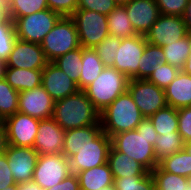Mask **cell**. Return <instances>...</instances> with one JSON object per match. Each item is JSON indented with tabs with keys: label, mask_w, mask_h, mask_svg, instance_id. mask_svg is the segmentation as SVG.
Listing matches in <instances>:
<instances>
[{
	"label": "cell",
	"mask_w": 191,
	"mask_h": 190,
	"mask_svg": "<svg viewBox=\"0 0 191 190\" xmlns=\"http://www.w3.org/2000/svg\"><path fill=\"white\" fill-rule=\"evenodd\" d=\"M158 133L151 120L144 118L135 130L117 133L111 137V146L135 161L142 164L148 171L159 165L154 153V143Z\"/></svg>",
	"instance_id": "cell-1"
},
{
	"label": "cell",
	"mask_w": 191,
	"mask_h": 190,
	"mask_svg": "<svg viewBox=\"0 0 191 190\" xmlns=\"http://www.w3.org/2000/svg\"><path fill=\"white\" fill-rule=\"evenodd\" d=\"M52 118L66 131L101 125L100 112L83 90L54 103Z\"/></svg>",
	"instance_id": "cell-2"
},
{
	"label": "cell",
	"mask_w": 191,
	"mask_h": 190,
	"mask_svg": "<svg viewBox=\"0 0 191 190\" xmlns=\"http://www.w3.org/2000/svg\"><path fill=\"white\" fill-rule=\"evenodd\" d=\"M143 119L128 90L100 112L102 130L110 138L120 132L135 130Z\"/></svg>",
	"instance_id": "cell-3"
},
{
	"label": "cell",
	"mask_w": 191,
	"mask_h": 190,
	"mask_svg": "<svg viewBox=\"0 0 191 190\" xmlns=\"http://www.w3.org/2000/svg\"><path fill=\"white\" fill-rule=\"evenodd\" d=\"M129 78L114 67H105L83 91L94 107L101 112L128 89Z\"/></svg>",
	"instance_id": "cell-4"
},
{
	"label": "cell",
	"mask_w": 191,
	"mask_h": 190,
	"mask_svg": "<svg viewBox=\"0 0 191 190\" xmlns=\"http://www.w3.org/2000/svg\"><path fill=\"white\" fill-rule=\"evenodd\" d=\"M45 58L53 62L80 47L78 32L71 16H62L41 43Z\"/></svg>",
	"instance_id": "cell-5"
},
{
	"label": "cell",
	"mask_w": 191,
	"mask_h": 190,
	"mask_svg": "<svg viewBox=\"0 0 191 190\" xmlns=\"http://www.w3.org/2000/svg\"><path fill=\"white\" fill-rule=\"evenodd\" d=\"M80 46L94 48L109 35L107 15L84 9H77L72 15Z\"/></svg>",
	"instance_id": "cell-6"
},
{
	"label": "cell",
	"mask_w": 191,
	"mask_h": 190,
	"mask_svg": "<svg viewBox=\"0 0 191 190\" xmlns=\"http://www.w3.org/2000/svg\"><path fill=\"white\" fill-rule=\"evenodd\" d=\"M62 16L50 9L12 19L17 39L41 44L46 34L52 30Z\"/></svg>",
	"instance_id": "cell-7"
},
{
	"label": "cell",
	"mask_w": 191,
	"mask_h": 190,
	"mask_svg": "<svg viewBox=\"0 0 191 190\" xmlns=\"http://www.w3.org/2000/svg\"><path fill=\"white\" fill-rule=\"evenodd\" d=\"M127 90L144 118L151 117L159 109L167 106L165 89L146 79H130Z\"/></svg>",
	"instance_id": "cell-8"
},
{
	"label": "cell",
	"mask_w": 191,
	"mask_h": 190,
	"mask_svg": "<svg viewBox=\"0 0 191 190\" xmlns=\"http://www.w3.org/2000/svg\"><path fill=\"white\" fill-rule=\"evenodd\" d=\"M110 148L111 138L102 131L93 141L81 147L69 159L71 173L76 174L107 163Z\"/></svg>",
	"instance_id": "cell-9"
},
{
	"label": "cell",
	"mask_w": 191,
	"mask_h": 190,
	"mask_svg": "<svg viewBox=\"0 0 191 190\" xmlns=\"http://www.w3.org/2000/svg\"><path fill=\"white\" fill-rule=\"evenodd\" d=\"M70 171V161L64 154L39 155L33 178L44 190L65 179Z\"/></svg>",
	"instance_id": "cell-10"
},
{
	"label": "cell",
	"mask_w": 191,
	"mask_h": 190,
	"mask_svg": "<svg viewBox=\"0 0 191 190\" xmlns=\"http://www.w3.org/2000/svg\"><path fill=\"white\" fill-rule=\"evenodd\" d=\"M39 122V119L20 112L7 117L3 125L6 129L8 144L17 147H33Z\"/></svg>",
	"instance_id": "cell-11"
},
{
	"label": "cell",
	"mask_w": 191,
	"mask_h": 190,
	"mask_svg": "<svg viewBox=\"0 0 191 190\" xmlns=\"http://www.w3.org/2000/svg\"><path fill=\"white\" fill-rule=\"evenodd\" d=\"M187 35L183 17L160 14L145 38L148 43L162 47L181 40Z\"/></svg>",
	"instance_id": "cell-12"
},
{
	"label": "cell",
	"mask_w": 191,
	"mask_h": 190,
	"mask_svg": "<svg viewBox=\"0 0 191 190\" xmlns=\"http://www.w3.org/2000/svg\"><path fill=\"white\" fill-rule=\"evenodd\" d=\"M146 44L143 35L121 39L113 67L131 79L138 72L139 61Z\"/></svg>",
	"instance_id": "cell-13"
},
{
	"label": "cell",
	"mask_w": 191,
	"mask_h": 190,
	"mask_svg": "<svg viewBox=\"0 0 191 190\" xmlns=\"http://www.w3.org/2000/svg\"><path fill=\"white\" fill-rule=\"evenodd\" d=\"M55 101L41 85L19 92L18 112L39 120L52 118Z\"/></svg>",
	"instance_id": "cell-14"
},
{
	"label": "cell",
	"mask_w": 191,
	"mask_h": 190,
	"mask_svg": "<svg viewBox=\"0 0 191 190\" xmlns=\"http://www.w3.org/2000/svg\"><path fill=\"white\" fill-rule=\"evenodd\" d=\"M5 154L16 184L32 180L39 156L33 147H17L8 144Z\"/></svg>",
	"instance_id": "cell-15"
},
{
	"label": "cell",
	"mask_w": 191,
	"mask_h": 190,
	"mask_svg": "<svg viewBox=\"0 0 191 190\" xmlns=\"http://www.w3.org/2000/svg\"><path fill=\"white\" fill-rule=\"evenodd\" d=\"M65 130L53 119H42L33 148L39 155L62 154Z\"/></svg>",
	"instance_id": "cell-16"
},
{
	"label": "cell",
	"mask_w": 191,
	"mask_h": 190,
	"mask_svg": "<svg viewBox=\"0 0 191 190\" xmlns=\"http://www.w3.org/2000/svg\"><path fill=\"white\" fill-rule=\"evenodd\" d=\"M41 85L55 102L79 91L77 83L53 62L42 69Z\"/></svg>",
	"instance_id": "cell-17"
},
{
	"label": "cell",
	"mask_w": 191,
	"mask_h": 190,
	"mask_svg": "<svg viewBox=\"0 0 191 190\" xmlns=\"http://www.w3.org/2000/svg\"><path fill=\"white\" fill-rule=\"evenodd\" d=\"M6 67L21 69H43L48 63L41 44L26 42L17 39Z\"/></svg>",
	"instance_id": "cell-18"
},
{
	"label": "cell",
	"mask_w": 191,
	"mask_h": 190,
	"mask_svg": "<svg viewBox=\"0 0 191 190\" xmlns=\"http://www.w3.org/2000/svg\"><path fill=\"white\" fill-rule=\"evenodd\" d=\"M125 9L135 32L143 36L149 32L160 15L155 0H130Z\"/></svg>",
	"instance_id": "cell-19"
},
{
	"label": "cell",
	"mask_w": 191,
	"mask_h": 190,
	"mask_svg": "<svg viewBox=\"0 0 191 190\" xmlns=\"http://www.w3.org/2000/svg\"><path fill=\"white\" fill-rule=\"evenodd\" d=\"M165 96L167 105L175 109L191 106V76L180 70L165 88Z\"/></svg>",
	"instance_id": "cell-20"
},
{
	"label": "cell",
	"mask_w": 191,
	"mask_h": 190,
	"mask_svg": "<svg viewBox=\"0 0 191 190\" xmlns=\"http://www.w3.org/2000/svg\"><path fill=\"white\" fill-rule=\"evenodd\" d=\"M102 131L101 125L66 130L62 154L69 160L81 147L93 141Z\"/></svg>",
	"instance_id": "cell-21"
},
{
	"label": "cell",
	"mask_w": 191,
	"mask_h": 190,
	"mask_svg": "<svg viewBox=\"0 0 191 190\" xmlns=\"http://www.w3.org/2000/svg\"><path fill=\"white\" fill-rule=\"evenodd\" d=\"M107 163L113 178L144 176L148 170L128 155L116 151L112 146L109 150Z\"/></svg>",
	"instance_id": "cell-22"
},
{
	"label": "cell",
	"mask_w": 191,
	"mask_h": 190,
	"mask_svg": "<svg viewBox=\"0 0 191 190\" xmlns=\"http://www.w3.org/2000/svg\"><path fill=\"white\" fill-rule=\"evenodd\" d=\"M4 78L18 92L41 86L42 69L5 67Z\"/></svg>",
	"instance_id": "cell-23"
},
{
	"label": "cell",
	"mask_w": 191,
	"mask_h": 190,
	"mask_svg": "<svg viewBox=\"0 0 191 190\" xmlns=\"http://www.w3.org/2000/svg\"><path fill=\"white\" fill-rule=\"evenodd\" d=\"M80 190H98L113 185L114 178L108 163L76 173Z\"/></svg>",
	"instance_id": "cell-24"
},
{
	"label": "cell",
	"mask_w": 191,
	"mask_h": 190,
	"mask_svg": "<svg viewBox=\"0 0 191 190\" xmlns=\"http://www.w3.org/2000/svg\"><path fill=\"white\" fill-rule=\"evenodd\" d=\"M165 63L163 48L147 42L139 61L138 72L131 79H147Z\"/></svg>",
	"instance_id": "cell-25"
},
{
	"label": "cell",
	"mask_w": 191,
	"mask_h": 190,
	"mask_svg": "<svg viewBox=\"0 0 191 190\" xmlns=\"http://www.w3.org/2000/svg\"><path fill=\"white\" fill-rule=\"evenodd\" d=\"M105 66L93 48L82 47V72L79 77V90H84L91 84Z\"/></svg>",
	"instance_id": "cell-26"
},
{
	"label": "cell",
	"mask_w": 191,
	"mask_h": 190,
	"mask_svg": "<svg viewBox=\"0 0 191 190\" xmlns=\"http://www.w3.org/2000/svg\"><path fill=\"white\" fill-rule=\"evenodd\" d=\"M109 35L120 39L138 35L132 27L125 6H117L107 15Z\"/></svg>",
	"instance_id": "cell-27"
},
{
	"label": "cell",
	"mask_w": 191,
	"mask_h": 190,
	"mask_svg": "<svg viewBox=\"0 0 191 190\" xmlns=\"http://www.w3.org/2000/svg\"><path fill=\"white\" fill-rule=\"evenodd\" d=\"M162 48L165 62L181 70L191 50V34Z\"/></svg>",
	"instance_id": "cell-28"
},
{
	"label": "cell",
	"mask_w": 191,
	"mask_h": 190,
	"mask_svg": "<svg viewBox=\"0 0 191 190\" xmlns=\"http://www.w3.org/2000/svg\"><path fill=\"white\" fill-rule=\"evenodd\" d=\"M7 16L18 19L49 9L47 0H5Z\"/></svg>",
	"instance_id": "cell-29"
},
{
	"label": "cell",
	"mask_w": 191,
	"mask_h": 190,
	"mask_svg": "<svg viewBox=\"0 0 191 190\" xmlns=\"http://www.w3.org/2000/svg\"><path fill=\"white\" fill-rule=\"evenodd\" d=\"M158 135L178 132L177 109L166 106L149 117Z\"/></svg>",
	"instance_id": "cell-30"
},
{
	"label": "cell",
	"mask_w": 191,
	"mask_h": 190,
	"mask_svg": "<svg viewBox=\"0 0 191 190\" xmlns=\"http://www.w3.org/2000/svg\"><path fill=\"white\" fill-rule=\"evenodd\" d=\"M159 166L166 172L188 177L191 175V155L185 150L164 157L159 161Z\"/></svg>",
	"instance_id": "cell-31"
},
{
	"label": "cell",
	"mask_w": 191,
	"mask_h": 190,
	"mask_svg": "<svg viewBox=\"0 0 191 190\" xmlns=\"http://www.w3.org/2000/svg\"><path fill=\"white\" fill-rule=\"evenodd\" d=\"M185 142L179 132L158 135L154 143V153L158 161L184 150Z\"/></svg>",
	"instance_id": "cell-32"
},
{
	"label": "cell",
	"mask_w": 191,
	"mask_h": 190,
	"mask_svg": "<svg viewBox=\"0 0 191 190\" xmlns=\"http://www.w3.org/2000/svg\"><path fill=\"white\" fill-rule=\"evenodd\" d=\"M53 63L73 79L79 89V77L82 72V46L58 57Z\"/></svg>",
	"instance_id": "cell-33"
},
{
	"label": "cell",
	"mask_w": 191,
	"mask_h": 190,
	"mask_svg": "<svg viewBox=\"0 0 191 190\" xmlns=\"http://www.w3.org/2000/svg\"><path fill=\"white\" fill-rule=\"evenodd\" d=\"M18 101L19 92L4 77L0 78V119L2 121L18 112Z\"/></svg>",
	"instance_id": "cell-34"
},
{
	"label": "cell",
	"mask_w": 191,
	"mask_h": 190,
	"mask_svg": "<svg viewBox=\"0 0 191 190\" xmlns=\"http://www.w3.org/2000/svg\"><path fill=\"white\" fill-rule=\"evenodd\" d=\"M151 174L155 181V190H186L187 188L186 177L168 173L159 165L151 171Z\"/></svg>",
	"instance_id": "cell-35"
},
{
	"label": "cell",
	"mask_w": 191,
	"mask_h": 190,
	"mask_svg": "<svg viewBox=\"0 0 191 190\" xmlns=\"http://www.w3.org/2000/svg\"><path fill=\"white\" fill-rule=\"evenodd\" d=\"M17 40L14 21L7 16L0 22V59L6 62Z\"/></svg>",
	"instance_id": "cell-36"
},
{
	"label": "cell",
	"mask_w": 191,
	"mask_h": 190,
	"mask_svg": "<svg viewBox=\"0 0 191 190\" xmlns=\"http://www.w3.org/2000/svg\"><path fill=\"white\" fill-rule=\"evenodd\" d=\"M116 190H155V181L150 171L144 176L114 178Z\"/></svg>",
	"instance_id": "cell-37"
},
{
	"label": "cell",
	"mask_w": 191,
	"mask_h": 190,
	"mask_svg": "<svg viewBox=\"0 0 191 190\" xmlns=\"http://www.w3.org/2000/svg\"><path fill=\"white\" fill-rule=\"evenodd\" d=\"M121 39L112 35H108L93 49L97 52L105 67H113L117 49L119 48Z\"/></svg>",
	"instance_id": "cell-38"
},
{
	"label": "cell",
	"mask_w": 191,
	"mask_h": 190,
	"mask_svg": "<svg viewBox=\"0 0 191 190\" xmlns=\"http://www.w3.org/2000/svg\"><path fill=\"white\" fill-rule=\"evenodd\" d=\"M179 71V68L165 63L154 70L146 80L165 89L175 79Z\"/></svg>",
	"instance_id": "cell-39"
},
{
	"label": "cell",
	"mask_w": 191,
	"mask_h": 190,
	"mask_svg": "<svg viewBox=\"0 0 191 190\" xmlns=\"http://www.w3.org/2000/svg\"><path fill=\"white\" fill-rule=\"evenodd\" d=\"M160 14L183 17L188 0H155Z\"/></svg>",
	"instance_id": "cell-40"
},
{
	"label": "cell",
	"mask_w": 191,
	"mask_h": 190,
	"mask_svg": "<svg viewBox=\"0 0 191 190\" xmlns=\"http://www.w3.org/2000/svg\"><path fill=\"white\" fill-rule=\"evenodd\" d=\"M117 7L113 0H78L77 9L95 11L108 15Z\"/></svg>",
	"instance_id": "cell-41"
},
{
	"label": "cell",
	"mask_w": 191,
	"mask_h": 190,
	"mask_svg": "<svg viewBox=\"0 0 191 190\" xmlns=\"http://www.w3.org/2000/svg\"><path fill=\"white\" fill-rule=\"evenodd\" d=\"M178 132L184 142L191 141V106L177 109Z\"/></svg>",
	"instance_id": "cell-42"
},
{
	"label": "cell",
	"mask_w": 191,
	"mask_h": 190,
	"mask_svg": "<svg viewBox=\"0 0 191 190\" xmlns=\"http://www.w3.org/2000/svg\"><path fill=\"white\" fill-rule=\"evenodd\" d=\"M48 7L61 16H71L76 10L78 0H47Z\"/></svg>",
	"instance_id": "cell-43"
},
{
	"label": "cell",
	"mask_w": 191,
	"mask_h": 190,
	"mask_svg": "<svg viewBox=\"0 0 191 190\" xmlns=\"http://www.w3.org/2000/svg\"><path fill=\"white\" fill-rule=\"evenodd\" d=\"M12 172L9 168L8 157L6 154L0 155V190L3 188L9 187L11 185H15Z\"/></svg>",
	"instance_id": "cell-44"
},
{
	"label": "cell",
	"mask_w": 191,
	"mask_h": 190,
	"mask_svg": "<svg viewBox=\"0 0 191 190\" xmlns=\"http://www.w3.org/2000/svg\"><path fill=\"white\" fill-rule=\"evenodd\" d=\"M46 190H80L78 177L75 173H71L60 183Z\"/></svg>",
	"instance_id": "cell-45"
},
{
	"label": "cell",
	"mask_w": 191,
	"mask_h": 190,
	"mask_svg": "<svg viewBox=\"0 0 191 190\" xmlns=\"http://www.w3.org/2000/svg\"><path fill=\"white\" fill-rule=\"evenodd\" d=\"M17 190H44V189L34 180H30L27 182L18 183Z\"/></svg>",
	"instance_id": "cell-46"
},
{
	"label": "cell",
	"mask_w": 191,
	"mask_h": 190,
	"mask_svg": "<svg viewBox=\"0 0 191 190\" xmlns=\"http://www.w3.org/2000/svg\"><path fill=\"white\" fill-rule=\"evenodd\" d=\"M8 146L7 133L4 125H0V155L4 154Z\"/></svg>",
	"instance_id": "cell-47"
},
{
	"label": "cell",
	"mask_w": 191,
	"mask_h": 190,
	"mask_svg": "<svg viewBox=\"0 0 191 190\" xmlns=\"http://www.w3.org/2000/svg\"><path fill=\"white\" fill-rule=\"evenodd\" d=\"M183 19L188 31V34H191V0H188V4L183 15Z\"/></svg>",
	"instance_id": "cell-48"
},
{
	"label": "cell",
	"mask_w": 191,
	"mask_h": 190,
	"mask_svg": "<svg viewBox=\"0 0 191 190\" xmlns=\"http://www.w3.org/2000/svg\"><path fill=\"white\" fill-rule=\"evenodd\" d=\"M181 70L184 73L189 74L191 76V50L189 55L187 56V60L185 61L184 67Z\"/></svg>",
	"instance_id": "cell-49"
},
{
	"label": "cell",
	"mask_w": 191,
	"mask_h": 190,
	"mask_svg": "<svg viewBox=\"0 0 191 190\" xmlns=\"http://www.w3.org/2000/svg\"><path fill=\"white\" fill-rule=\"evenodd\" d=\"M6 17V2L5 0H0V22L3 21Z\"/></svg>",
	"instance_id": "cell-50"
},
{
	"label": "cell",
	"mask_w": 191,
	"mask_h": 190,
	"mask_svg": "<svg viewBox=\"0 0 191 190\" xmlns=\"http://www.w3.org/2000/svg\"><path fill=\"white\" fill-rule=\"evenodd\" d=\"M6 63L0 59V78L4 77Z\"/></svg>",
	"instance_id": "cell-51"
},
{
	"label": "cell",
	"mask_w": 191,
	"mask_h": 190,
	"mask_svg": "<svg viewBox=\"0 0 191 190\" xmlns=\"http://www.w3.org/2000/svg\"><path fill=\"white\" fill-rule=\"evenodd\" d=\"M117 6H125L130 0H113Z\"/></svg>",
	"instance_id": "cell-52"
},
{
	"label": "cell",
	"mask_w": 191,
	"mask_h": 190,
	"mask_svg": "<svg viewBox=\"0 0 191 190\" xmlns=\"http://www.w3.org/2000/svg\"><path fill=\"white\" fill-rule=\"evenodd\" d=\"M184 150L191 155V141L185 143Z\"/></svg>",
	"instance_id": "cell-53"
},
{
	"label": "cell",
	"mask_w": 191,
	"mask_h": 190,
	"mask_svg": "<svg viewBox=\"0 0 191 190\" xmlns=\"http://www.w3.org/2000/svg\"><path fill=\"white\" fill-rule=\"evenodd\" d=\"M2 190H17V184L11 185L9 187L3 188Z\"/></svg>",
	"instance_id": "cell-54"
},
{
	"label": "cell",
	"mask_w": 191,
	"mask_h": 190,
	"mask_svg": "<svg viewBox=\"0 0 191 190\" xmlns=\"http://www.w3.org/2000/svg\"><path fill=\"white\" fill-rule=\"evenodd\" d=\"M187 187H188V190H191V175L187 177Z\"/></svg>",
	"instance_id": "cell-55"
},
{
	"label": "cell",
	"mask_w": 191,
	"mask_h": 190,
	"mask_svg": "<svg viewBox=\"0 0 191 190\" xmlns=\"http://www.w3.org/2000/svg\"><path fill=\"white\" fill-rule=\"evenodd\" d=\"M98 190H116V189L114 188V185H111L109 187H103V188H100Z\"/></svg>",
	"instance_id": "cell-56"
}]
</instances>
